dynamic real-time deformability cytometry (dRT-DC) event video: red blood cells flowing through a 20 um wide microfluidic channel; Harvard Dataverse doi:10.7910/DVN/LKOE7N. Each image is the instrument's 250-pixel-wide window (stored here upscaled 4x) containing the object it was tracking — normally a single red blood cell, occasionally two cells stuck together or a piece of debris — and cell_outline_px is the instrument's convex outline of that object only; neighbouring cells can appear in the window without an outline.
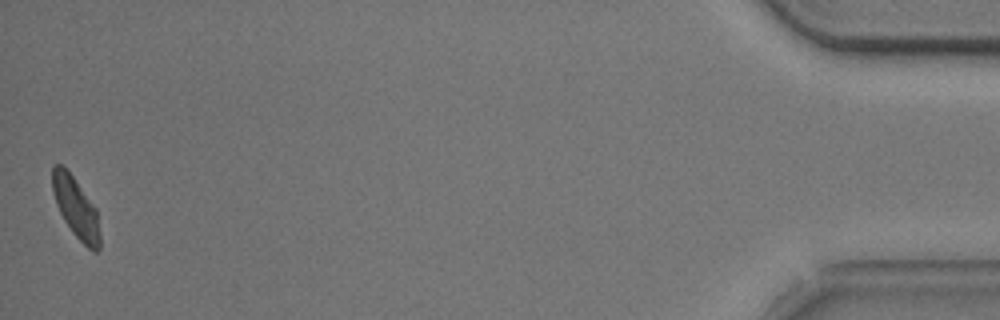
{"species": "common noctule bat (a hibernating species)", "species_latin": "Nyctalus noctula", "temperature_condition": "cold", "stored_images_in_passage": 42, "camera_frame_rate_fps": 3000, "um_per_image_px": 0.085, "animal": {"sex": "male", "body_mass_g": 20.5, "forearm_length_mm": 52.5}, "frame": {"image": 1, "passage_image": 42, "time_ms": 13.667, "image_size_px": [1000, 320], "cell_outline_px": [[100, 248], [96, 252], [92, 252], [72, 232], [64, 220], [56, 204], [52, 192], [52, 164], [64, 164], [96, 208], [100, 236]], "centroid_in_image_um": [6.43, 17.63], "position_along_channel_um": 428.8, "area_um2": 16.88}, "authors_computed_cell_mechanics": {"area_um2": 18.6694, "velocity_mm_per_s": 3.7409, "shape_relaxation_time_tau1_ms": 3.1146, "shape_relaxation_time_tau2_ms": 6.2543, "deformation_change_tau1": 0.0955, "deformation_change_tau2": 0.12}}